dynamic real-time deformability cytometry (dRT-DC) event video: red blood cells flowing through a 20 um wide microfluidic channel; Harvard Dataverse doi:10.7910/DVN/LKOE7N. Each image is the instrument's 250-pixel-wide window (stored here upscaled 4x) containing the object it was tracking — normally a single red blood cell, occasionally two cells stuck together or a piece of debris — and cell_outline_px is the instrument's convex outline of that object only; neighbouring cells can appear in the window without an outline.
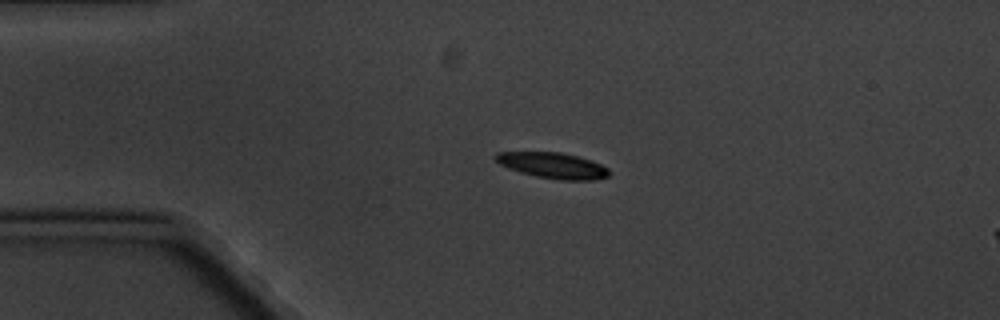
{"species": "common noctule bat (a hibernating species)", "species_latin": "Nyctalus noctula", "temperature_condition": "cold", "stored_images_in_passage": 2, "segment_of_instrument_passage": [1, 2], "camera_frame_rate_fps": 3000, "um_per_image_px": 0.085, "animal": {"sex": "male", "body_mass_g": 20.1, "forearm_length_mm": 53.5}, "frame": {"image": 1, "passage_image": 1, "time_ms": 0.0, "image_size_px": [1000, 320], "cell_outline_px": [[608, 176], [592, 180], [560, 180], [536, 176], [520, 172], [508, 168], [500, 164], [492, 156], [496, 152], [560, 152], [592, 160], [608, 168]], "centroid_in_image_um": [46.96, 14.06], "position_along_channel_um": 38.0, "area_um2": 16.99}}